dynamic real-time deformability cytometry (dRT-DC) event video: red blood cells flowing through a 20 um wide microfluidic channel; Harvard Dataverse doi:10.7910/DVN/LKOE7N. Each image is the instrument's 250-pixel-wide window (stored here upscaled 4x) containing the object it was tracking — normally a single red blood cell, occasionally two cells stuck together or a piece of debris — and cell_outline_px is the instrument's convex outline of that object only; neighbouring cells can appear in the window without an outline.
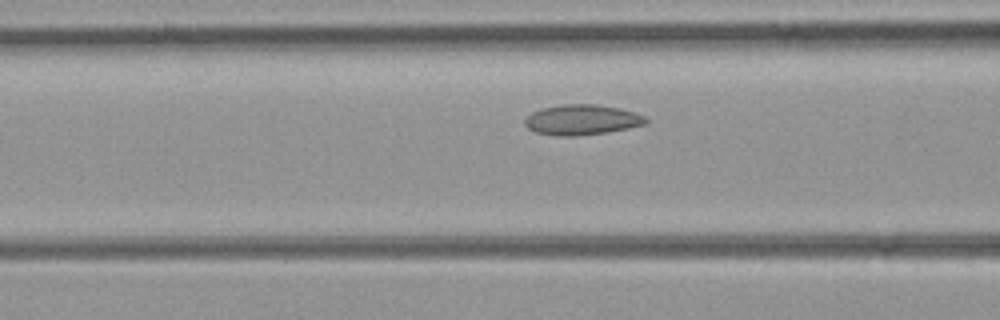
{"species": "common noctule bat (a hibernating species)", "species_latin": "Nyctalus noctula", "temperature_condition": "room temperature", "stored_images_in_passage": 13, "camera_frame_rate_fps": 3000, "um_per_image_px": 0.085, "animal": {"sex": "female", "body_mass_g": 21.9}, "frame": {"image": 1, "passage_image": 8, "time_ms": 2.333, "image_size_px": [1000, 320], "cell_outline_px": [[648, 124], [608, 132], [580, 136], [556, 136], [536, 132], [528, 128], [524, 124], [524, 120], [532, 112], [540, 108], [564, 104], [596, 104], [620, 108], [636, 112], [644, 116], [648, 120]], "centroid_in_image_um": [49.48, 10.18], "position_along_channel_um": 117.1, "area_um2": 21.62}}
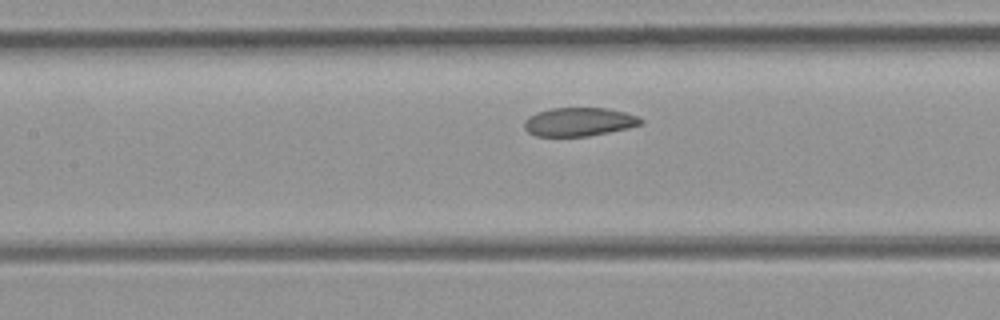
{"frame": {"image": 2, "passage_image": 11, "time_ms": 3.333, "image_size_px": [1000, 320], "cell_outline_px": [[644, 124], [628, 128], [588, 136], [536, 136], [528, 132], [524, 128], [524, 120], [528, 116], [536, 112], [548, 108], [608, 108], [640, 116], [644, 120]], "centroid_in_image_um": [49.22, 10.35], "position_along_channel_um": 158.2, "area_um2": 19.65}}